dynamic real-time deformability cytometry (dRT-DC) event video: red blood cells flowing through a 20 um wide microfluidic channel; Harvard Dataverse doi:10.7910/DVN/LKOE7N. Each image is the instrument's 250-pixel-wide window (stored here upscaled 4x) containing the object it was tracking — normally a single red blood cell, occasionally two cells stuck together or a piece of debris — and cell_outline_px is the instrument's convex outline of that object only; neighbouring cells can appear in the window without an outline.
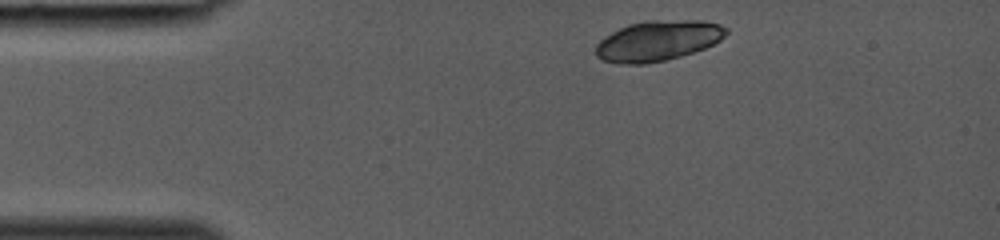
{"species": "common noctule bat (a hibernating species)", "species_latin": "Nyctalus noctula", "temperature_condition": "room temperature", "stored_images_in_passage": 6, "camera_frame_rate_fps": 3000, "um_per_image_px": 0.085, "animal": {"sex": "female", "body_mass_g": 19.0, "forearm_length_mm": 53.3}, "frame": {"image": 1, "passage_image": 1, "time_ms": 0.0, "image_size_px": [1000, 240], "cell_outline_px": [[728, 32], [720, 40], [704, 48], [680, 56], [664, 60], [644, 64], [620, 64], [604, 60], [596, 56], [596, 44], [604, 36], [628, 24], [644, 20], [704, 20], [720, 24], [728, 28]], "centroid_in_image_um": [55.92, 3.44], "position_along_channel_um": 29.1, "area_um2": 30.69}}
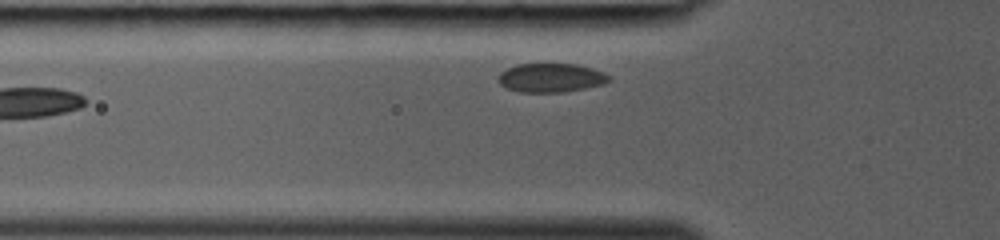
{"frame": {"image": 2, "passage_image": 6, "time_ms": 1.667, "image_size_px": [1000, 240], "cell_outline_px": [[612, 80], [604, 84], [564, 92], [520, 92], [508, 88], [500, 84], [496, 80], [496, 76], [500, 72], [516, 64], [576, 64], [592, 68], [604, 72], [612, 76]], "centroid_in_image_um": [46.84, 6.61], "position_along_channel_um": 79.0, "area_um2": 18.84}}